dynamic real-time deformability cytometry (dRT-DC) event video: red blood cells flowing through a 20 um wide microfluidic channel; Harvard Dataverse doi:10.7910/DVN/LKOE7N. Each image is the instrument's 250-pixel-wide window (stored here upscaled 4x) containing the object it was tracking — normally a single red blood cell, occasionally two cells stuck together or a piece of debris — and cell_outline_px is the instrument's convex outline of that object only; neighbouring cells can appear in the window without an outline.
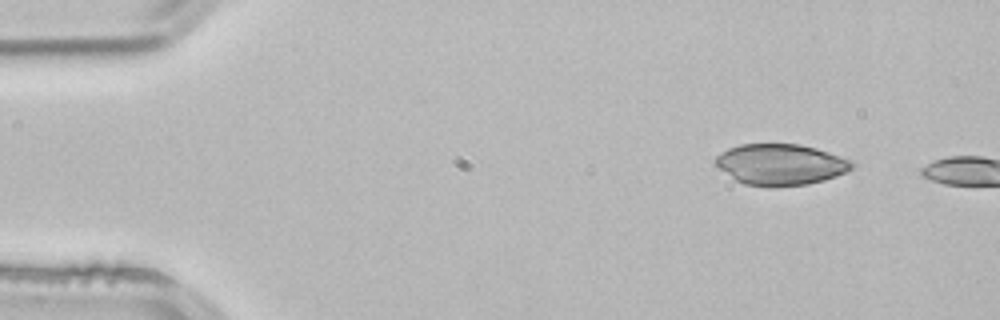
{"species": "common noctule bat (a hibernating species)", "species_latin": "Nyctalus noctula", "temperature_condition": "room temperature", "stored_images_in_passage": 2, "camera_frame_rate_fps": 3000, "um_per_image_px": 0.085, "animal": {"sex": "male", "body_mass_g": 21.5, "forearm_length_mm": 52.0}, "frame": {"image": 1, "passage_image": 1, "time_ms": 0.0, "image_size_px": [1000, 320], "cell_outline_px": [[856, 164], [852, 168], [836, 176], [824, 180], [808, 184], [744, 184], [736, 180], [720, 168], [712, 160], [720, 152], [728, 148], [740, 144], [800, 144], [816, 148], [852, 160]], "centroid_in_image_um": [66.36, 13.93], "position_along_channel_um": 18.6, "area_um2": 31.96}}